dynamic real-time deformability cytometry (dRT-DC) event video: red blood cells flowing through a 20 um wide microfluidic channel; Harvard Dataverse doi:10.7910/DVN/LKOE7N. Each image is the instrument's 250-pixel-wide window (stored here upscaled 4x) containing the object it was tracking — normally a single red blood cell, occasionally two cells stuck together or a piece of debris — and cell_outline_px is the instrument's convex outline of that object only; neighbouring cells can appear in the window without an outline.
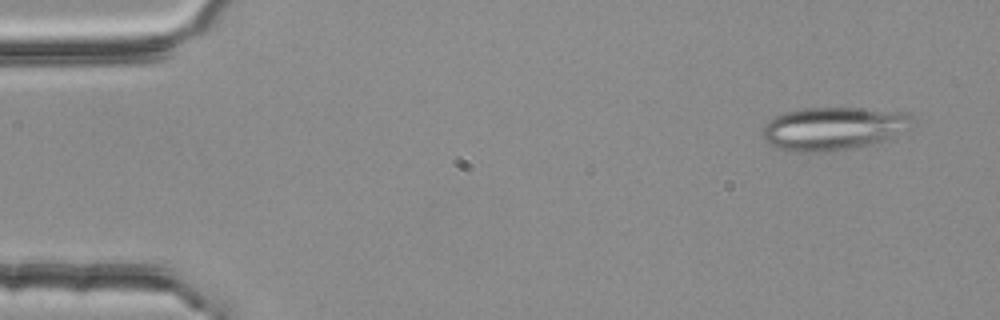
{"species": "common noctule bat (a hibernating species)", "species_latin": "Nyctalus noctula", "temperature_condition": "room temperature", "stored_images_in_passage": 3, "camera_frame_rate_fps": 3000, "um_per_image_px": 0.085, "animal": {"sex": "female", "body_mass_g": 25.1}, "frame": {"image": 1, "passage_image": 1, "time_ms": 0.0, "image_size_px": [1000, 320], "cell_outline_px": [[916, 124], [912, 128], [884, 140], [872, 144], [856, 148], [824, 152], [792, 152], [780, 148], [772, 144], [764, 136], [764, 124], [776, 116], [784, 112], [804, 108], [860, 108], [908, 112], [916, 116]], "centroid_in_image_um": [70.96, 10.91], "position_along_channel_um": 14.0, "area_um2": 37.97}}